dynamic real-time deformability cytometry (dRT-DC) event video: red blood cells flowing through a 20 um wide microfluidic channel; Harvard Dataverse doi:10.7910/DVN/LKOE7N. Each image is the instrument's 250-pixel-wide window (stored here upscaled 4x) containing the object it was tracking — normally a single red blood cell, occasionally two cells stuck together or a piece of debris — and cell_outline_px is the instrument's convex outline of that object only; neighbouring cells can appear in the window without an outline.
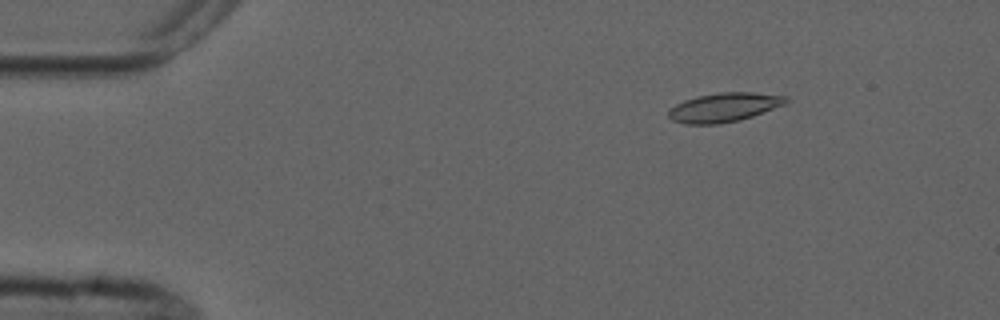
{"species": "common noctule bat (a hibernating species)", "species_latin": "Nyctalus noctula", "temperature_condition": "cold", "stored_images_in_passage": 5, "camera_frame_rate_fps": 3000, "um_per_image_px": 0.085, "animal": {"sex": "male", "forearm_length_mm": 52.5}, "frame": {"image": 1, "passage_image": 2, "time_ms": 2.333, "image_size_px": [1000, 320], "cell_outline_px": [[792, 100], [784, 104], [752, 116], [740, 120], [716, 124], [684, 124], [672, 120], [668, 116], [668, 112], [676, 104], [684, 100], [696, 96], [720, 92], [752, 92], [788, 96]], "centroid_in_image_um": [61.56, 9.11], "position_along_channel_um": 23.4, "area_um2": 19.88}}
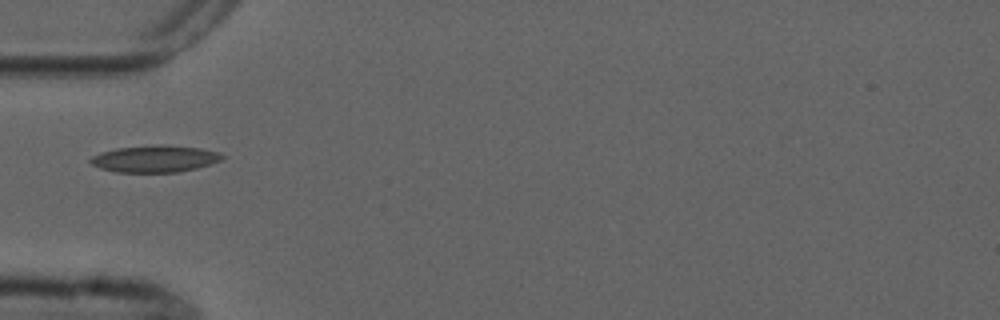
{"frame": {"image": 2, "passage_image": 5, "time_ms": 5.667, "image_size_px": [1000, 320], "cell_outline_px": [[224, 156], [220, 160], [212, 164], [180, 172], [116, 172], [100, 168], [92, 164], [88, 160], [92, 156], [100, 152], [116, 148], [160, 144], [200, 148], [220, 152]], "centroid_in_image_um": [13.16, 13.49], "position_along_channel_um": 71.8, "area_um2": 20.69}}